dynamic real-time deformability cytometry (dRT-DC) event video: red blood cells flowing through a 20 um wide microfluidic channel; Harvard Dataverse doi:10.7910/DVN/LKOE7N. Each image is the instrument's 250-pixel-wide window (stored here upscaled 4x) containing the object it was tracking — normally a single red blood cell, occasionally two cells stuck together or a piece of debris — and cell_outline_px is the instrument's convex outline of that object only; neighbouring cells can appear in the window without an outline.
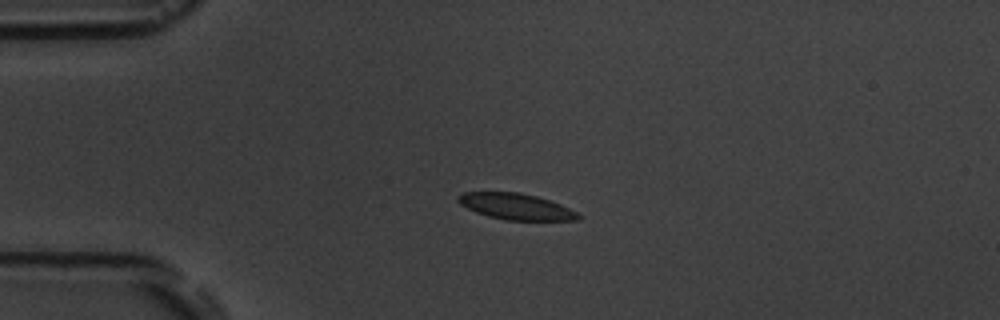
{"species": "common noctule bat (a hibernating species)", "species_latin": "Nyctalus noctula", "temperature_condition": "room temperature", "stored_images_in_passage": 5, "camera_frame_rate_fps": 3000, "um_per_image_px": 0.085, "animal": {"sex": "male", "body_mass_g": 19.5, "forearm_length_mm": 54.6}, "frame": {"image": 1, "passage_image": 3, "time_ms": 2.333, "image_size_px": [1000, 320], "cell_outline_px": [[584, 216], [580, 220], [504, 220], [488, 216], [476, 212], [460, 204], [456, 200], [456, 196], [464, 192], [520, 192], [536, 196], [560, 204]], "centroid_in_image_um": [43.85, 17.55], "position_along_channel_um": 41.1, "area_um2": 18.32}}
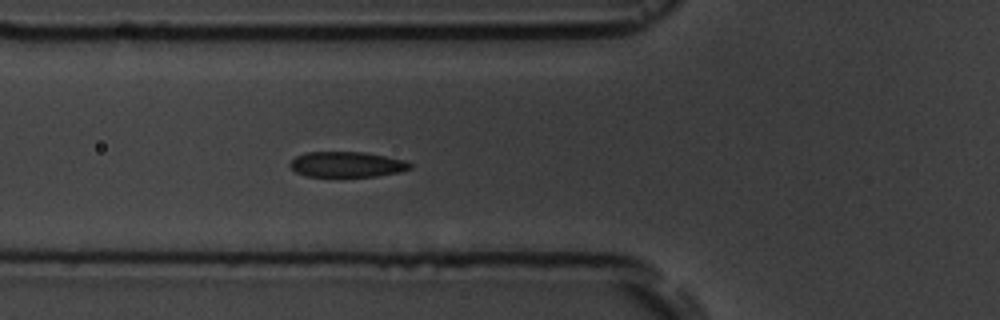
{"frame": {"image": 2, "passage_image": 5, "time_ms": 4.667, "image_size_px": [1000, 320], "cell_outline_px": [[412, 168], [400, 172], [376, 176], [304, 176], [296, 172], [288, 164], [296, 156], [304, 152], [364, 152], [404, 160], [412, 164]], "centroid_in_image_um": [29.47, 13.97], "position_along_channel_um": 96.3, "area_um2": 17.74}}